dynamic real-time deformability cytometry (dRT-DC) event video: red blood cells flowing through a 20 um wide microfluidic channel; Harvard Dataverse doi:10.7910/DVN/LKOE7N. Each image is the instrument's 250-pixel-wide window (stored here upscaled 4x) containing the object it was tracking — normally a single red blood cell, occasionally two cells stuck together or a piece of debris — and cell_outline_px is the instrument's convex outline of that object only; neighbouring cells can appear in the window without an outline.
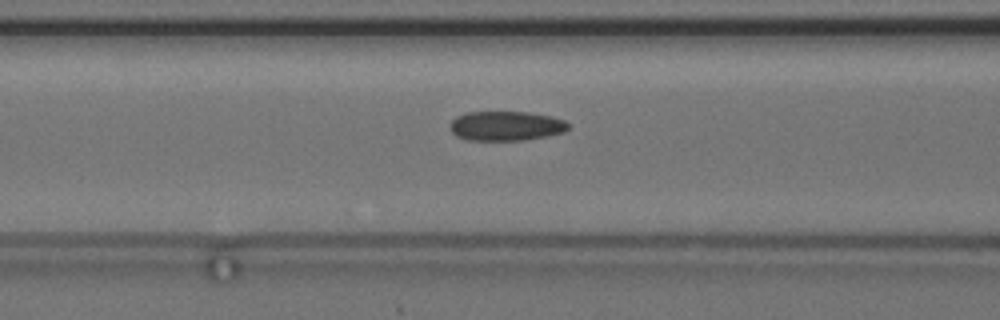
{"species": "common noctule bat (a hibernating species)", "species_latin": "Nyctalus noctula", "temperature_condition": "cold", "stored_images_in_passage": 44, "camera_frame_rate_fps": 3000, "um_per_image_px": 0.085, "animal": {"sex": "female", "body_mass_g": 24.6, "forearm_length_mm": 56.2}, "frame": {"image": 1, "passage_image": 19, "time_ms": 6.0, "image_size_px": [1000, 320], "cell_outline_px": [[568, 128], [564, 132], [548, 136], [524, 140], [468, 140], [456, 136], [452, 132], [448, 124], [456, 116], [468, 112], [528, 112], [552, 116], [564, 120], [568, 124]], "centroid_in_image_um": [42.99, 10.7], "position_along_channel_um": 123.6, "area_um2": 20.46}, "authors_computed_cell_mechanics": {"area_um2": 20.7502, "velocity_mm_per_s": 3.6441, "shape_relaxation_time_tau1_ms": 10.3299, "shape_relaxation_time_tau2_ms": 3.8928, "deformation_change_tau1": 0.1673, "deformation_change_tau2": 0.0689}}